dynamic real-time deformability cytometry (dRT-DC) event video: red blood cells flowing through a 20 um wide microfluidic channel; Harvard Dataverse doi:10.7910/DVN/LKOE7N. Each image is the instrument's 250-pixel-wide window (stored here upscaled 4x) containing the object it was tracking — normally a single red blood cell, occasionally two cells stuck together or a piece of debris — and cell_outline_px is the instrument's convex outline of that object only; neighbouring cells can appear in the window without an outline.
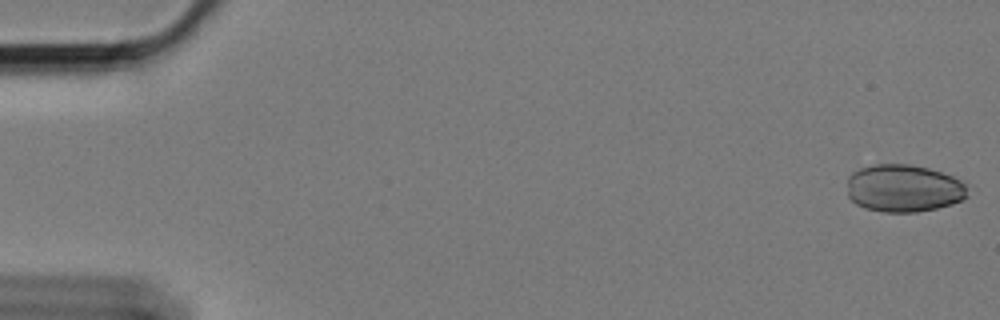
{"species": "Egyptian fruit bat (a non-hibernating species)", "species_latin": "Rousettus aegyptiacus", "temperature_condition": "cold", "stored_images_in_passage": 55, "camera_frame_rate_fps": 3000, "um_per_image_px": 0.085, "animal": {"sex": "female"}, "frame": {"image": 1, "passage_image": 1, "time_ms": 0.0, "image_size_px": [1000, 320], "cell_outline_px": [[968, 196], [952, 204], [936, 208], [916, 212], [884, 212], [864, 208], [856, 204], [848, 196], [848, 176], [852, 172], [860, 168], [872, 164], [908, 164], [928, 168], [952, 176], [960, 180], [964, 184]], "centroid_in_image_um": [76.78, 16.0], "position_along_channel_um": 8.2, "area_um2": 33.35}}
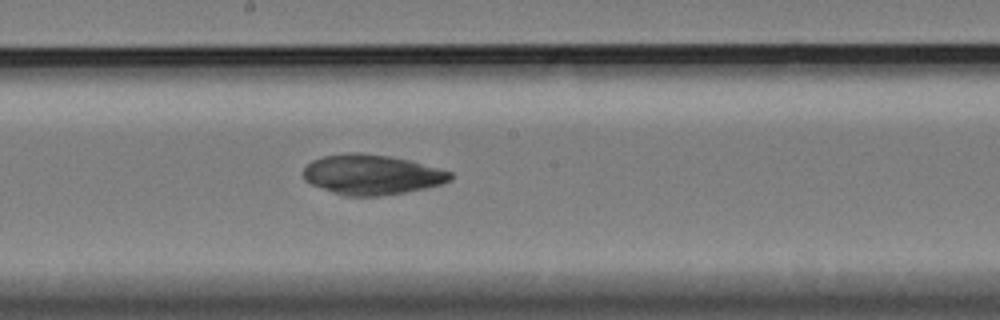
{"frame": {"image": 2, "passage_image": 32, "time_ms": 10.333, "image_size_px": [1000, 320], "cell_outline_px": [[452, 180], [444, 184], [404, 192], [380, 196], [344, 196], [332, 192], [312, 184], [304, 180], [304, 168], [312, 160], [324, 156], [348, 152], [360, 152], [388, 156], [408, 160], [452, 172]], "centroid_in_image_um": [31.6, 14.84], "position_along_channel_um": 216.6, "area_um2": 34.16}}
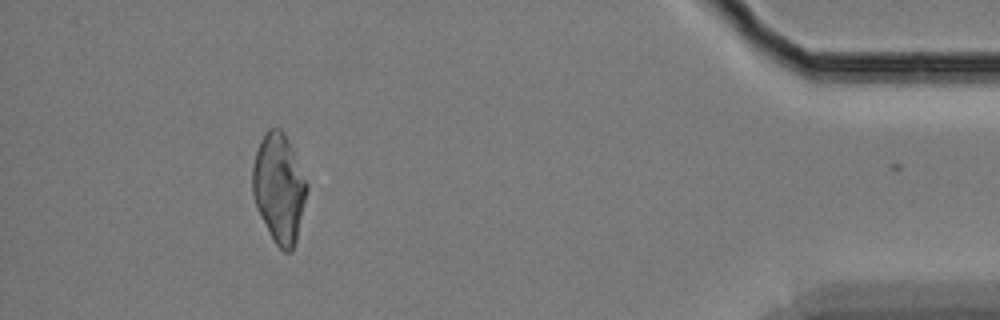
{"frame": {"image": 3, "passage_image": 54, "time_ms": 17.667, "image_size_px": [1000, 320], "cell_outline_px": [[308, 188], [296, 240], [292, 252], [284, 252], [276, 244], [260, 216], [256, 208], [252, 192], [252, 168], [256, 152], [260, 140], [264, 132], [268, 128], [280, 128], [284, 132], [288, 140], [308, 184]], "centroid_in_image_um": [23.7, 15.97], "position_along_channel_um": 411.5, "area_um2": 34.33}}